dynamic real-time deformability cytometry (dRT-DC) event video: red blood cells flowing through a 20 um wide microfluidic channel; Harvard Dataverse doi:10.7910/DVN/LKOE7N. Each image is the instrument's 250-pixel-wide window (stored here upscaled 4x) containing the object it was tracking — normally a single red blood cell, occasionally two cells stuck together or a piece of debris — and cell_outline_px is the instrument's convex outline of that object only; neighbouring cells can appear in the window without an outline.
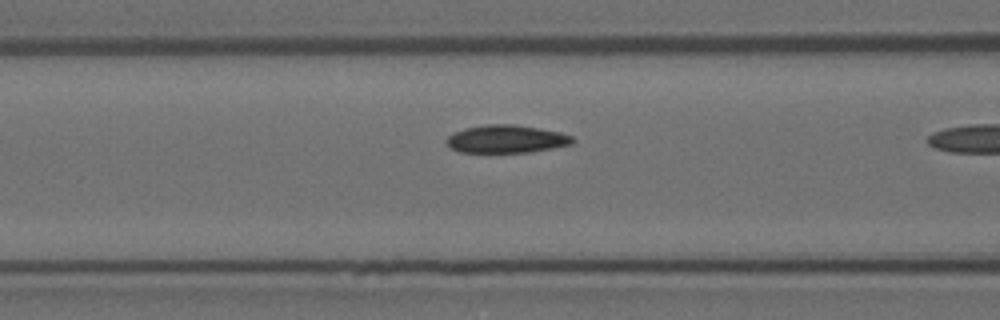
{"species": "Egyptian fruit bat (a non-hibernating species)", "species_latin": "Rousettus aegyptiacus", "temperature_condition": "room temperature", "stored_images_in_passage": 20, "camera_frame_rate_fps": 3000, "um_per_image_px": 0.085, "animal": {"sex": "female"}, "frame": {"image": 1, "passage_image": 19, "time_ms": 6.0, "image_size_px": [1000, 320], "cell_outline_px": [[576, 140], [572, 144], [552, 148], [528, 152], [460, 152], [452, 148], [444, 140], [448, 136], [464, 128], [488, 124], [512, 124], [540, 128], [560, 132], [572, 136]], "centroid_in_image_um": [43.06, 11.81], "position_along_channel_um": 123.5, "area_um2": 20.4}}